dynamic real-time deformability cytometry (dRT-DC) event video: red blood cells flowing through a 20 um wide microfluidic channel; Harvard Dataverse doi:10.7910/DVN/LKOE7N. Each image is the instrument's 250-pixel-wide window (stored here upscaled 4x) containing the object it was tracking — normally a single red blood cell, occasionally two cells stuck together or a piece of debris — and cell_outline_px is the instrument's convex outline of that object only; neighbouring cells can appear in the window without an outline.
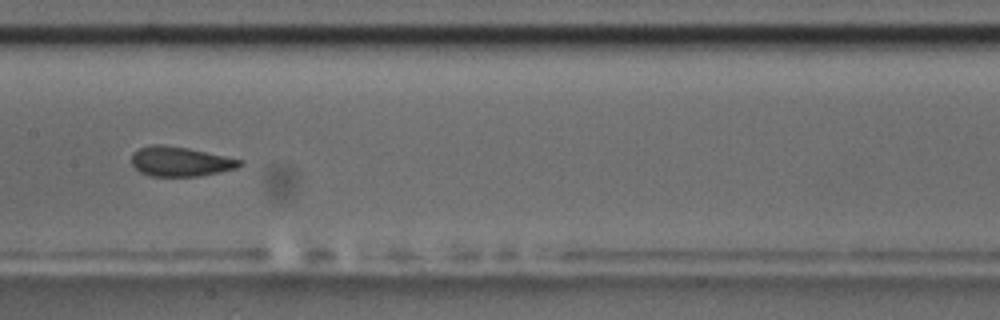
{"species": "common noctule bat (a hibernating species)", "species_latin": "Nyctalus noctula", "temperature_condition": "room temperature", "stored_images_in_passage": 14, "camera_frame_rate_fps": 3000, "um_per_image_px": 0.085, "animal": {"sex": "male", "body_mass_g": 17.5, "forearm_length_mm": 52.3}, "frame": {"image": 1, "passage_image": 12, "time_ms": 3.667, "image_size_px": [1000, 320], "cell_outline_px": [[244, 164], [236, 168], [200, 176], [148, 176], [140, 172], [132, 164], [132, 152], [140, 148], [152, 144], [160, 144], [188, 148], [244, 160]], "centroid_in_image_um": [15.32, 13.73], "position_along_channel_um": 192.1, "area_um2": 18.73}}